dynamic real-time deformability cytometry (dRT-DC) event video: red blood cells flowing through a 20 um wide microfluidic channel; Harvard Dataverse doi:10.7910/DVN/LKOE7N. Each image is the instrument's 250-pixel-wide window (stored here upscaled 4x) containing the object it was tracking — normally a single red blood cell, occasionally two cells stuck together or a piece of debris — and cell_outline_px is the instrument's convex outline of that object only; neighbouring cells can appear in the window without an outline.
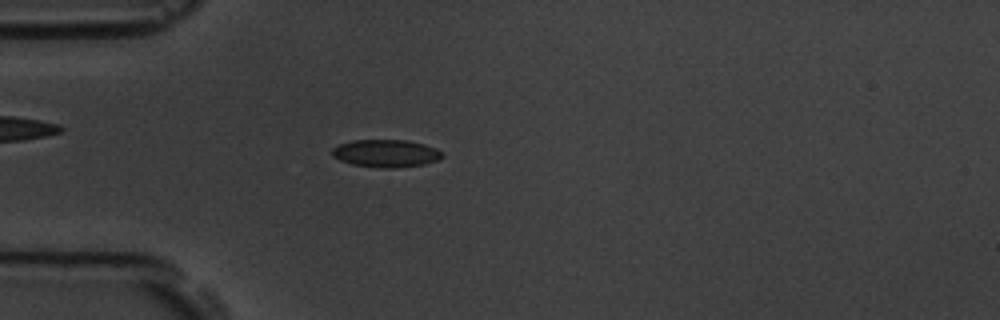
{"species": "common noctule bat (a hibernating species)", "species_latin": "Nyctalus noctula", "temperature_condition": "room temperature", "stored_images_in_passage": 4, "camera_frame_rate_fps": 3000, "um_per_image_px": 0.085, "animal": {"sex": "male", "body_mass_g": 19.5, "forearm_length_mm": 54.6}, "frame": {"image": 1, "passage_image": 3, "time_ms": 3.333, "image_size_px": [1000, 320], "cell_outline_px": [[444, 156], [436, 160], [424, 164], [396, 168], [384, 168], [352, 164], [340, 160], [332, 156], [332, 148], [340, 144], [352, 140], [408, 140], [424, 144], [436, 148], [444, 152]], "centroid_in_image_um": [32.82, 13.03], "position_along_channel_um": 52.2, "area_um2": 17.74}}